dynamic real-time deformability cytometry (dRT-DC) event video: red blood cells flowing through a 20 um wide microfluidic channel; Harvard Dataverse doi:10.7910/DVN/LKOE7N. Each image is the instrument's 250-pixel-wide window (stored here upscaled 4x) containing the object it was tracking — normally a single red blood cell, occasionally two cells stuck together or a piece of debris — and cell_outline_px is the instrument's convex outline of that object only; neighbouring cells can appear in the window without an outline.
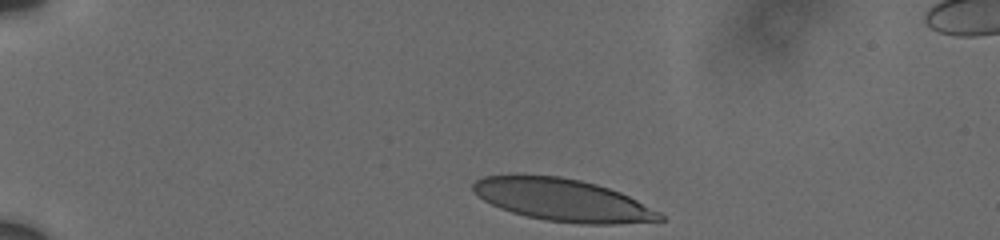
{"species": "human", "species_latin": "Homo sapiens", "temperature_condition": "cold", "stored_images_in_passage": 15, "camera_frame_rate_fps": 3000, "um_per_image_px": 0.085, "donor": {"sex": "male"}, "frame": {"image": 1, "passage_image": 1, "time_ms": 0.0, "image_size_px": [1000, 240], "cell_outline_px": [[664, 220], [616, 224], [580, 224], [544, 220], [512, 212], [500, 208], [484, 200], [472, 188], [472, 184], [476, 180], [484, 176], [516, 172], [560, 176], [580, 180], [596, 184], [620, 192], [660, 212], [664, 216]], "centroid_in_image_um": [47.78, 16.96], "position_along_channel_um": 37.2, "area_um2": 46.53}}
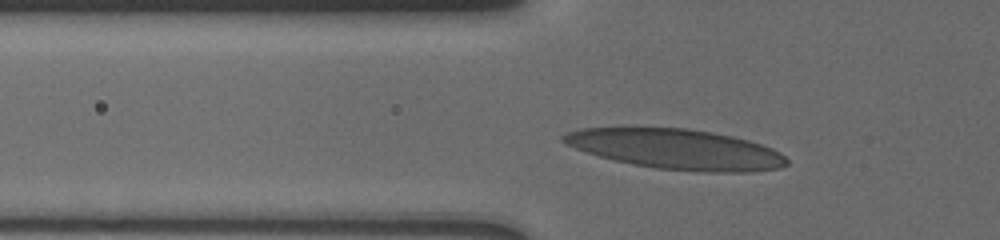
{"frame": {"image": 2, "passage_image": 9, "time_ms": 2.667, "image_size_px": [1000, 240], "cell_outline_px": [[788, 164], [780, 168], [752, 172], [700, 172], [656, 168], [632, 164], [600, 156], [576, 148], [560, 140], [560, 136], [568, 132], [580, 128], [688, 128], [712, 132], [732, 136], [748, 140], [772, 148], [780, 152], [788, 160]], "centroid_in_image_um": [57.53, 12.68], "position_along_channel_um": 68.3, "area_um2": 52.02}}
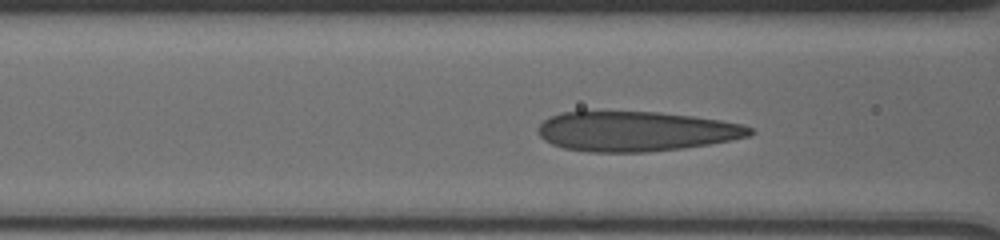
{"frame": {"image": 3, "passage_image": 13, "time_ms": 4.0, "image_size_px": [1000, 240], "cell_outline_px": [[756, 132], [748, 136], [708, 144], [680, 148], [648, 152], [588, 152], [564, 148], [552, 144], [544, 140], [536, 132], [536, 128], [544, 120], [552, 116], [564, 112], [660, 112], [692, 116], [720, 120], [744, 124], [752, 128]], "centroid_in_image_um": [54.04, 11.16], "position_along_channel_um": 112.6, "area_um2": 49.07}}